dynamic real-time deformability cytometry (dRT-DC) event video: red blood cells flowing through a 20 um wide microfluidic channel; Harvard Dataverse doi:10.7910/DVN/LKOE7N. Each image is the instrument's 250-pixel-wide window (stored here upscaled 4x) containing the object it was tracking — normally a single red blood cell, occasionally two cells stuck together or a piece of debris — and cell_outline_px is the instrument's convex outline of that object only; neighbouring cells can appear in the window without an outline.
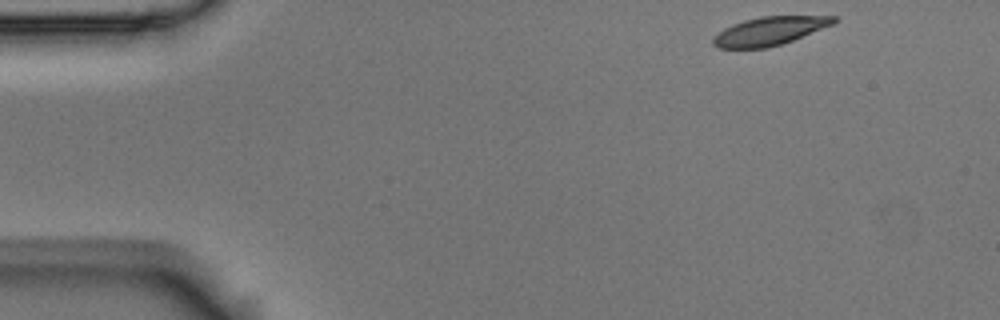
{"species": "Egyptian fruit bat (a non-hibernating species)", "species_latin": "Rousettus aegyptiacus", "temperature_condition": "room temperature", "stored_images_in_passage": 51, "camera_frame_rate_fps": 3000, "um_per_image_px": 0.085, "animal": {"sex": "male"}, "frame": {"image": 1, "passage_image": 1, "time_ms": 0.0, "image_size_px": [1000, 320], "cell_outline_px": [[840, 20], [832, 24], [792, 40], [768, 48], [716, 48], [712, 44], [712, 40], [724, 28], [732, 24], [744, 20], [760, 16], [836, 16]], "centroid_in_image_um": [65.39, 2.63], "position_along_channel_um": 19.6, "area_um2": 19.77}}
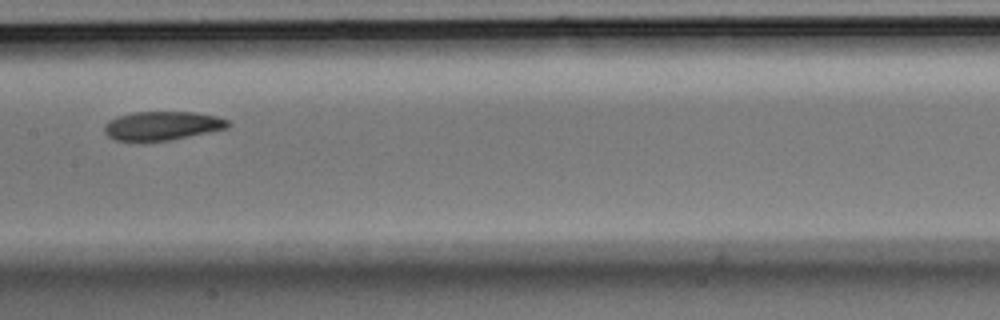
{"frame": {"image": 2, "passage_image": 23, "time_ms": 7.333, "image_size_px": [1000, 320], "cell_outline_px": [[232, 124], [228, 128], [168, 140], [116, 140], [108, 136], [104, 132], [104, 124], [108, 120], [116, 116], [132, 112], [196, 112], [216, 116], [228, 120]], "centroid_in_image_um": [13.78, 10.66], "position_along_channel_um": 193.6, "area_um2": 20.63}}
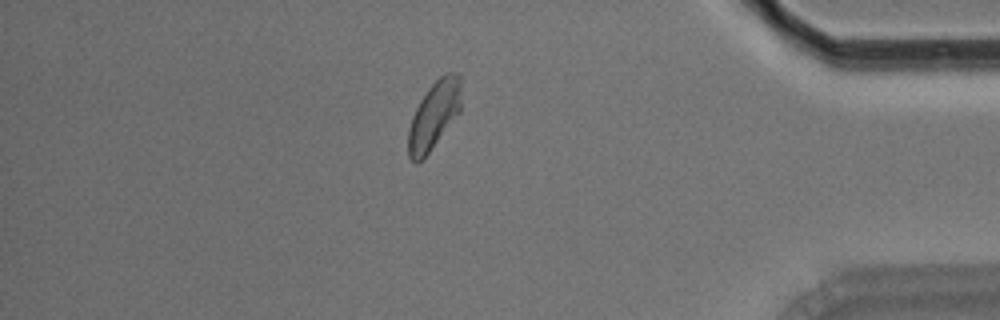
{"frame": {"image": 3, "passage_image": 43, "time_ms": 14.0, "image_size_px": [1000, 320], "cell_outline_px": [[460, 112], [428, 152], [416, 164], [408, 156], [408, 128], [412, 116], [420, 100], [428, 88], [444, 72], [460, 72]], "centroid_in_image_um": [36.88, 9.75], "position_along_channel_um": 398.3, "area_um2": 20.69}, "authors_computed_cell_mechanics": {"area_um2": 21.1548, "velocity_mm_per_s": 3.5853, "shape_relaxation_time_tau1_ms": 5.3912, "shape_relaxation_time_tau2_ms": 6.5439, "deformation_change_tau1": 0.1332, "deformation_change_tau2": 0.1097}}